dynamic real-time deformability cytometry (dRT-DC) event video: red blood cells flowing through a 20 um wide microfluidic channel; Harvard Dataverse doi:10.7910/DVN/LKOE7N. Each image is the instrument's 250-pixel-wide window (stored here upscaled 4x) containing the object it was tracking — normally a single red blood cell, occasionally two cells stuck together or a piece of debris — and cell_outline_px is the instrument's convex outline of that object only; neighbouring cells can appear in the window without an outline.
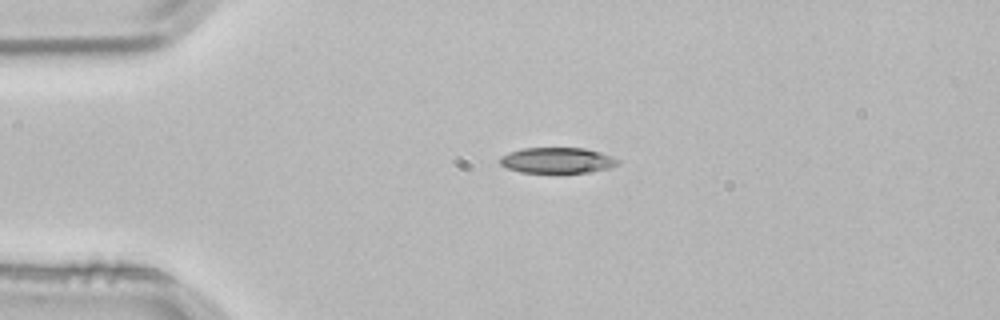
{"species": "common noctule bat (a hibernating species)", "species_latin": "Nyctalus noctula", "temperature_condition": "room temperature", "stored_images_in_passage": 2, "camera_frame_rate_fps": 3000, "um_per_image_px": 0.085, "animal": {"sex": "male", "body_mass_g": 21.5, "forearm_length_mm": 52.0}, "frame": {"image": 1, "passage_image": 1, "time_ms": 0.0, "image_size_px": [1000, 320], "cell_outline_px": [[620, 164], [612, 168], [588, 172], [520, 172], [508, 168], [500, 164], [500, 156], [508, 152], [520, 148], [584, 148], [600, 152], [612, 156], [620, 160]], "centroid_in_image_um": [47.39, 13.62], "position_along_channel_um": 37.6, "area_um2": 17.74}}
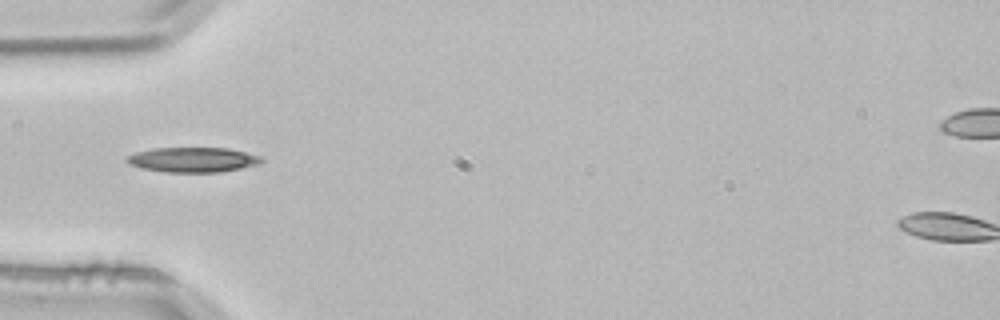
{"frame": {"image": 2, "passage_image": 2, "time_ms": 0.333, "image_size_px": [1000, 320], "cell_outline_px": [[264, 160], [260, 164], [220, 172], [164, 172], [140, 168], [128, 164], [124, 160], [128, 156], [136, 152], [152, 148], [228, 148], [260, 156]], "centroid_in_image_um": [16.36, 13.58], "position_along_channel_um": 68.6, "area_um2": 19.59}}